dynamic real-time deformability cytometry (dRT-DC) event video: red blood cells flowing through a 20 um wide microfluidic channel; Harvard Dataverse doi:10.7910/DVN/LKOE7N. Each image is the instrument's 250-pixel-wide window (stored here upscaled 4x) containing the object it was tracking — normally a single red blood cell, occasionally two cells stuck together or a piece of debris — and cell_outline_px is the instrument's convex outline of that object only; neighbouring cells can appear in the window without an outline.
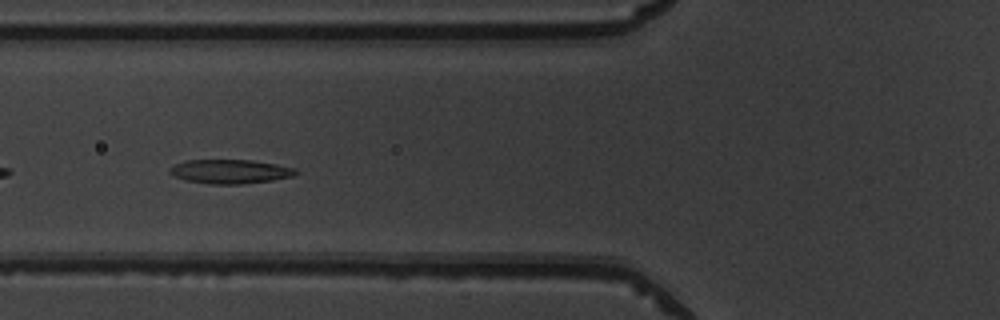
{"species": "common noctule bat (a hibernating species)", "species_latin": "Nyctalus noctula", "temperature_condition": "warm", "stored_images_in_passage": 28, "camera_frame_rate_fps": 3000, "um_per_image_px": 0.085, "animal": {"sex": "male", "body_mass_g": 19.5, "forearm_length_mm": 54.6}, "frame": {"image": 1, "passage_image": 5, "time_ms": 1.333, "image_size_px": [1000, 320], "cell_outline_px": [[300, 172], [292, 176], [272, 180], [240, 184], [212, 184], [184, 180], [168, 172], [168, 168], [184, 160], [252, 160], [276, 164], [296, 168]], "centroid_in_image_um": [19.56, 14.57], "position_along_channel_um": 106.2, "area_um2": 17.69}}
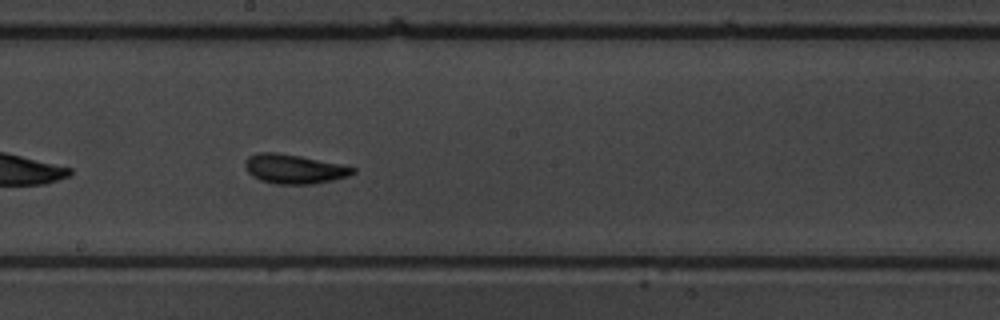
{"frame": {"image": 2, "passage_image": 14, "time_ms": 4.333, "image_size_px": [1000, 320], "cell_outline_px": [[356, 172], [348, 176], [332, 180], [312, 184], [276, 184], [260, 180], [252, 176], [248, 172], [244, 164], [244, 160], [248, 156], [256, 152], [276, 152], [300, 156], [340, 164], [356, 168]], "centroid_in_image_um": [24.96, 14.36], "position_along_channel_um": 223.2, "area_um2": 18.44}}
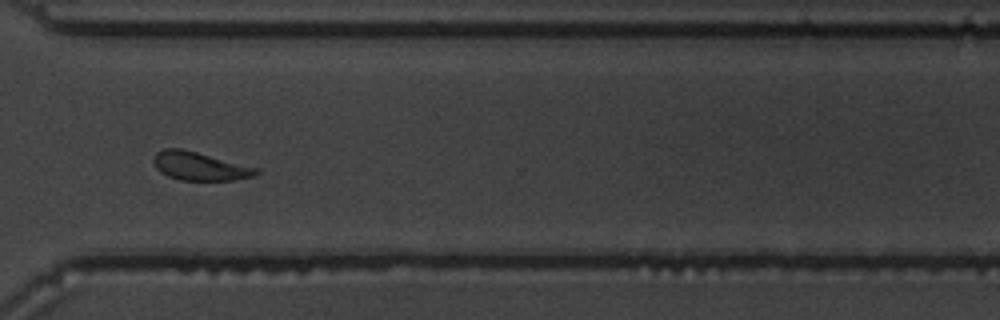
{"frame": {"image": 3, "passage_image": 24, "time_ms": 7.667, "image_size_px": [1000, 320], "cell_outline_px": [[260, 172], [252, 176], [236, 180], [180, 180], [168, 176], [160, 172], [156, 168], [152, 160], [156, 152], [164, 148], [180, 148], [260, 168]], "centroid_in_image_um": [16.97, 14.12], "position_along_channel_um": 353.6, "area_um2": 16.99}, "authors_computed_cell_mechanics": {"area_um2": 17.629, "velocity_mm_per_s": 3.9103, "shape_relaxation_time_tau1_ms": 2.4726, "shape_relaxation_time_tau2_ms": 2.0818, "deformation_change_tau1": 0.1055, "deformation_change_tau2": 0.0942}}